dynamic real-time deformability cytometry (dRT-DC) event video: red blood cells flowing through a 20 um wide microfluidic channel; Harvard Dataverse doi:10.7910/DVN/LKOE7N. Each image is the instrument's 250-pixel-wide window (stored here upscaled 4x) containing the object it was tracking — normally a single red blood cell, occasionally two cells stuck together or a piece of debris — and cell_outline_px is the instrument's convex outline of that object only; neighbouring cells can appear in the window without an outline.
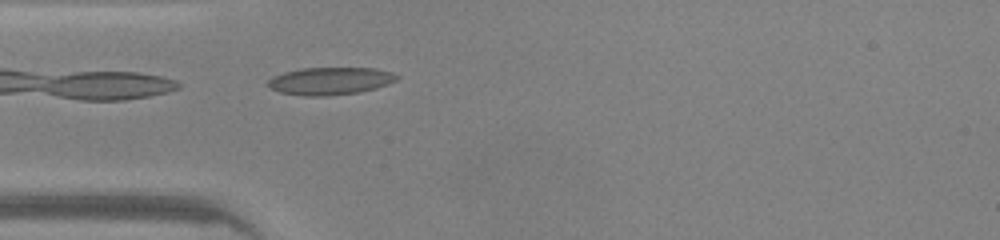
{"species": "common noctule bat (a hibernating species)", "species_latin": "Nyctalus noctula", "temperature_condition": "warm", "stored_images_in_passage": 35, "camera_frame_rate_fps": 3000, "um_per_image_px": 0.085, "animal": {"sex": "male", "body_mass_g": 20.0, "forearm_length_mm": 53.3}, "frame": {"image": 1, "passage_image": 1, "time_ms": 0.0, "image_size_px": [1000, 240], "cell_outline_px": [[400, 76], [396, 80], [388, 84], [376, 88], [360, 92], [324, 96], [304, 96], [280, 92], [272, 88], [268, 84], [268, 80], [272, 76], [284, 72], [300, 68], [376, 68], [392, 72]], "centroid_in_image_um": [28.08, 6.88], "position_along_channel_um": 56.9, "area_um2": 20.69}}
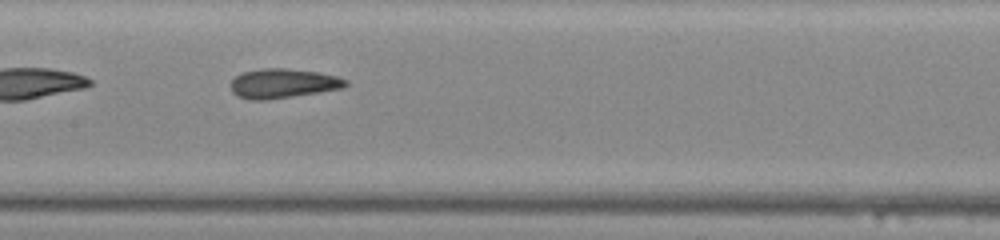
{"frame": {"image": 2, "passage_image": 10, "time_ms": 3.0, "image_size_px": [1000, 240], "cell_outline_px": [[348, 84], [344, 88], [320, 92], [264, 100], [252, 100], [236, 96], [232, 92], [232, 80], [236, 76], [244, 72], [264, 68], [288, 68], [320, 72], [336, 76], [348, 80]], "centroid_in_image_um": [24.09, 7.09], "position_along_channel_um": 183.3, "area_um2": 19.71}}
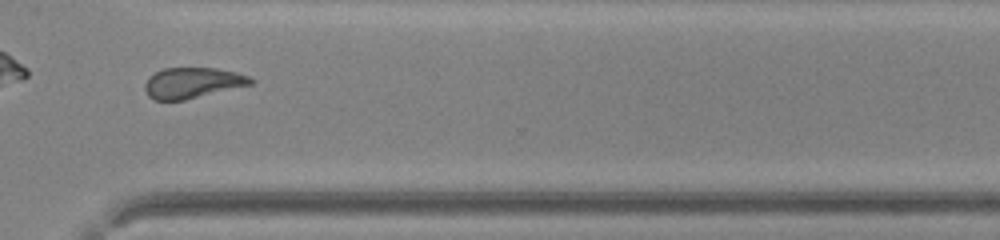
{"frame": {"image": 3, "passage_image": 22, "time_ms": 7.0, "image_size_px": [1000, 240], "cell_outline_px": [[256, 80], [252, 84], [184, 100], [152, 100], [148, 96], [144, 88], [144, 84], [148, 76], [164, 68], [216, 68], [236, 72], [248, 76]], "centroid_in_image_um": [16.33, 7.04], "position_along_channel_um": 354.3, "area_um2": 18.96}, "authors_computed_cell_mechanics": {"area_um2": 19.7676, "velocity_mm_per_s": 4.2724, "shape_relaxation_time_tau1_ms": 5.9755, "shape_relaxation_time_tau2_ms": 2.1097, "deformation_change_tau1": 0.1323, "deformation_change_tau2": 0.0959}}